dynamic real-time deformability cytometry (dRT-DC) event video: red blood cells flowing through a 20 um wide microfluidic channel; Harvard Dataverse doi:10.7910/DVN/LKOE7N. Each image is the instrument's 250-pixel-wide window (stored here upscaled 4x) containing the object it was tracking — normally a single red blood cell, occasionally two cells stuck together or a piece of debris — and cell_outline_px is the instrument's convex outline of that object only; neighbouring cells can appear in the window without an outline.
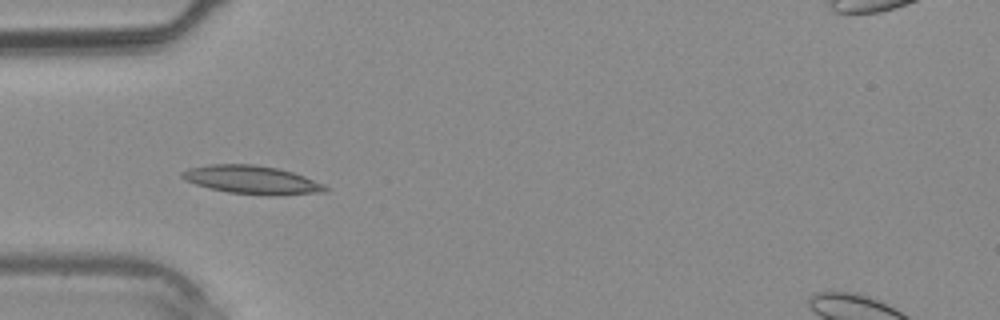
{"species": "common noctule bat (a hibernating species)", "species_latin": "Nyctalus noctula", "temperature_condition": "warm", "stored_images_in_passage": 27, "camera_frame_rate_fps": 3000, "um_per_image_px": 0.085, "animal": {"sex": "male", "body_mass_g": 20.4}, "frame": {"image": 1, "passage_image": 1, "time_ms": 0.0, "image_size_px": [1000, 320], "cell_outline_px": [[328, 188], [324, 192], [228, 192], [208, 188], [184, 180], [180, 176], [180, 172], [188, 168], [208, 164], [252, 164], [280, 168], [304, 176], [324, 184]], "centroid_in_image_um": [21.26, 15.21], "position_along_channel_um": 63.7, "area_um2": 22.43}}
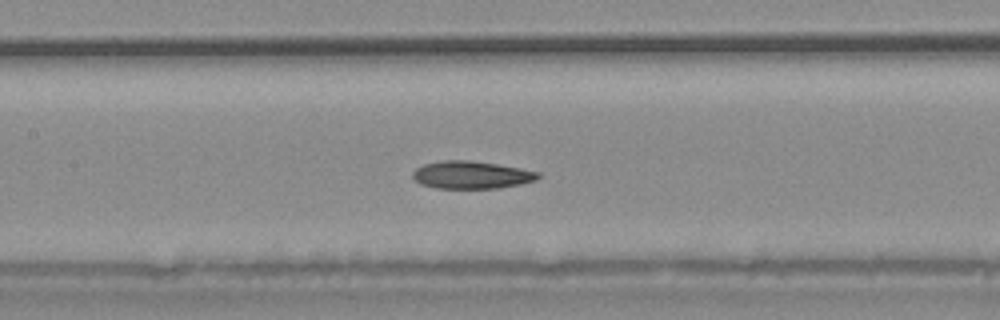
{"frame": {"image": 2, "passage_image": 7, "time_ms": 2.0, "image_size_px": [1000, 320], "cell_outline_px": [[540, 176], [536, 180], [520, 184], [496, 188], [436, 188], [420, 184], [412, 176], [412, 172], [416, 168], [424, 164], [444, 160], [468, 160], [496, 164], [520, 168], [540, 172]], "centroid_in_image_um": [40.06, 14.86], "position_along_channel_um": 167.3, "area_um2": 20.06}}
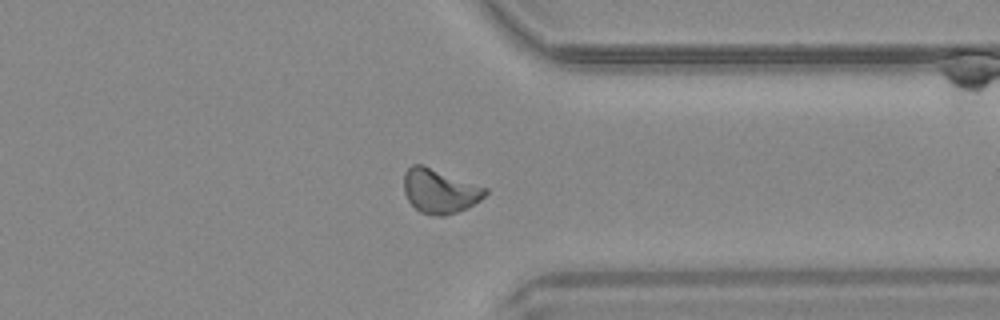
{"frame": {"image": 3, "passage_image": 19, "time_ms": 6.0, "image_size_px": [1000, 320], "cell_outline_px": [[488, 192], [480, 200], [468, 208], [444, 216], [436, 216], [420, 212], [408, 200], [404, 192], [404, 172], [412, 164], [424, 164], [488, 188]], "centroid_in_image_um": [37.38, 16.22], "position_along_channel_um": 374.0, "area_um2": 21.21}}